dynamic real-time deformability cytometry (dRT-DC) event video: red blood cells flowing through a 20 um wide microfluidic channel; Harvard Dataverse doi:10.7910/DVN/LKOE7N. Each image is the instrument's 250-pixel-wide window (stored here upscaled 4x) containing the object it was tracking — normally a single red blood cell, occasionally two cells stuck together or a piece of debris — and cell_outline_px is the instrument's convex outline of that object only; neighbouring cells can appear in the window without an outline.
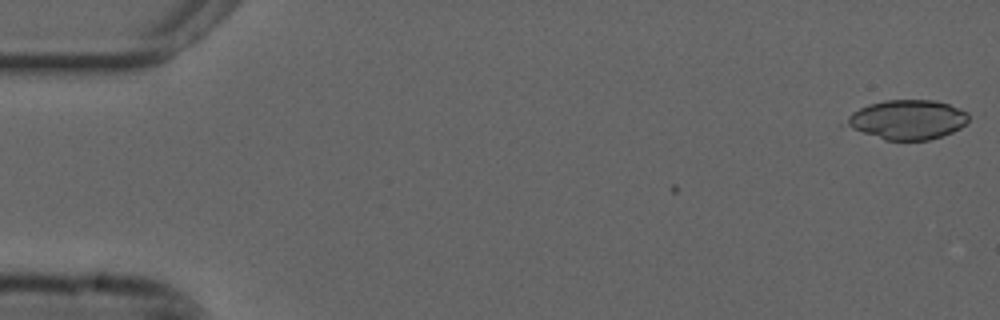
{"species": "common noctule bat (a hibernating species)", "species_latin": "Nyctalus noctula", "temperature_condition": "cold", "stored_images_in_passage": 5, "camera_frame_rate_fps": 3000, "um_per_image_px": 0.085, "animal": {"sex": "male", "forearm_length_mm": 52.5}, "frame": {"image": 1, "passage_image": 5, "time_ms": 1.333, "image_size_px": [1000, 320], "cell_outline_px": [[968, 120], [960, 128], [952, 132], [928, 140], [884, 140], [836, 124], [852, 112], [868, 104], [884, 100], [936, 100], [960, 108], [968, 112]], "centroid_in_image_um": [77.02, 10.17], "position_along_channel_um": 8.0, "area_um2": 28.67}}